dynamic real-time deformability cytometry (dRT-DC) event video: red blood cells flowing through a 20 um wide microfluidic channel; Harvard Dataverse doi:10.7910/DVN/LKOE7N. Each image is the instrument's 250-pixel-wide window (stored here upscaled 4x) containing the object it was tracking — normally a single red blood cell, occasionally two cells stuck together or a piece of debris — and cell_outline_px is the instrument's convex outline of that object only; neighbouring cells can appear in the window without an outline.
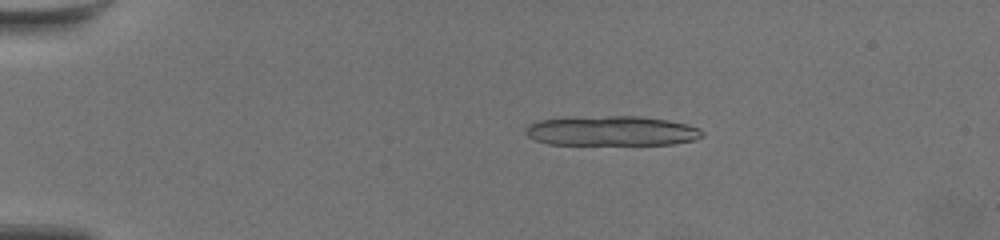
{"species": "common noctule bat (a hibernating species)", "species_latin": "Nyctalus noctula", "temperature_condition": "warm", "stored_images_in_passage": 10, "camera_frame_rate_fps": 3000, "um_per_image_px": 0.085, "animal": {"sex": "female", "body_mass_g": 19.5, "forearm_length_mm": 54.1}, "frame": {"image": 1, "passage_image": 2, "time_ms": 0.333, "image_size_px": [1000, 240], "cell_outline_px": [[704, 136], [696, 140], [672, 144], [548, 144], [536, 140], [528, 136], [524, 132], [524, 128], [528, 124], [540, 120], [608, 116], [636, 116], [668, 120], [688, 124], [700, 128], [704, 132]], "centroid_in_image_um": [52.04, 11.13], "position_along_channel_um": 33.0, "area_um2": 30.52}}